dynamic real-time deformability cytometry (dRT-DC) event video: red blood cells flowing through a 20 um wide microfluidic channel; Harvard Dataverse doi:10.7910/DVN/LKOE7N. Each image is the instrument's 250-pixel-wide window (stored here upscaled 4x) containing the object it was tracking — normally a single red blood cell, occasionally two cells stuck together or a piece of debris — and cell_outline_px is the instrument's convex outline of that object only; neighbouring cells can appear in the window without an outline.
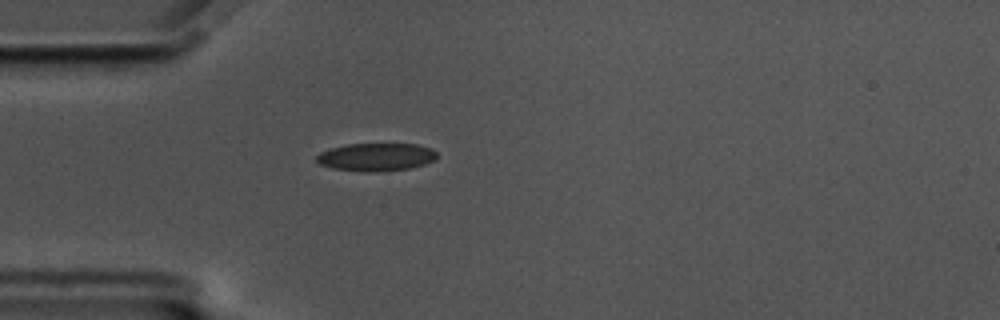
{"species": "common noctule bat (a hibernating species)", "species_latin": "Nyctalus noctula", "temperature_condition": "cold", "stored_images_in_passage": 43, "camera_frame_rate_fps": 3000, "um_per_image_px": 0.085, "animal": {"sex": "male", "body_mass_g": 17.5, "forearm_length_mm": 52.3}, "frame": {"image": 1, "passage_image": 1, "time_ms": 0.0, "image_size_px": [1000, 320], "cell_outline_px": [[436, 156], [432, 160], [424, 164], [412, 168], [376, 172], [364, 172], [332, 168], [320, 164], [316, 160], [316, 156], [320, 152], [328, 148], [348, 144], [416, 144], [432, 148], [436, 152]], "centroid_in_image_um": [31.94, 13.35], "position_along_channel_um": 53.1, "area_um2": 19.65}}
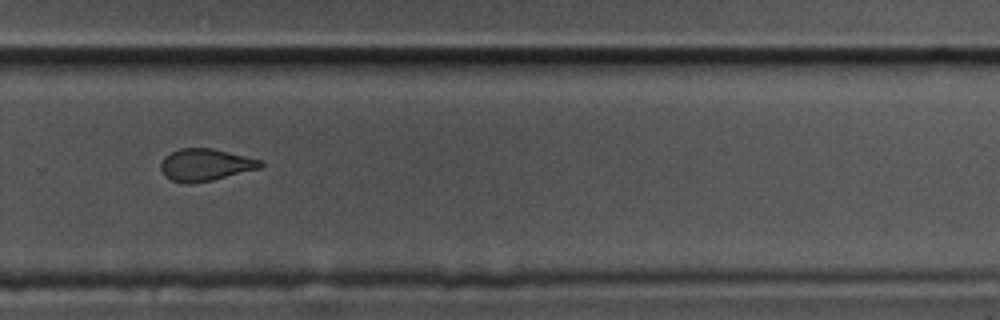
{"frame": {"image": 2, "passage_image": 24, "time_ms": 7.667, "image_size_px": [1000, 320], "cell_outline_px": [[264, 164], [260, 168], [212, 180], [192, 184], [184, 184], [172, 180], [164, 176], [160, 168], [160, 164], [164, 156], [180, 148], [212, 148], [264, 160]], "centroid_in_image_um": [17.45, 14.01], "position_along_channel_um": 312.3, "area_um2": 18.84}}
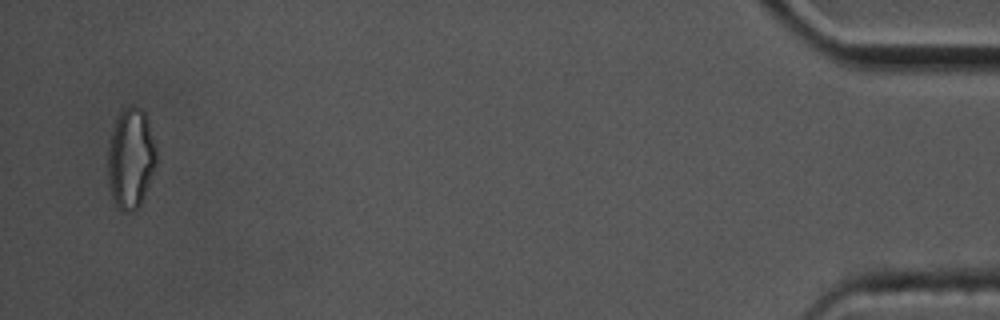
{"frame": {"image": 3, "passage_image": 41, "time_ms": 13.333, "image_size_px": [1000, 320], "cell_outline_px": [[156, 164], [144, 196], [140, 204], [132, 212], [120, 212], [112, 196], [108, 176], [108, 148], [112, 132], [116, 120], [120, 112], [124, 108], [132, 104], [140, 108], [144, 112], [148, 120], [156, 148]], "centroid_in_image_um": [11.12, 13.46], "position_along_channel_um": 424.1, "area_um2": 28.21}, "authors_computed_cell_mechanics": {"area_um2": 19.9988, "velocity_mm_per_s": 3.4807, "shape_relaxation_time_tau1_ms": null, "shape_relaxation_time_tau2_ms": 2.0661, "deformation_change_tau1": null, "deformation_change_tau2": 0.0728}}